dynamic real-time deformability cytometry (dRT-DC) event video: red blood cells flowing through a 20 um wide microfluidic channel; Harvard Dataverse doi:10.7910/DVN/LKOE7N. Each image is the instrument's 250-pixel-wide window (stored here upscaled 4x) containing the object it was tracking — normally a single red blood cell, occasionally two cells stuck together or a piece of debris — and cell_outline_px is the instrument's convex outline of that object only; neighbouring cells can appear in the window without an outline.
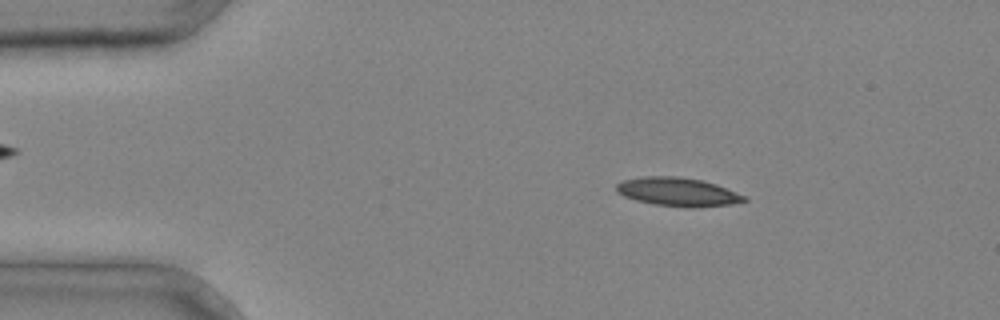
{"species": "common noctule bat (a hibernating species)", "species_latin": "Nyctalus noctula", "temperature_condition": "cold", "stored_images_in_passage": 3, "camera_frame_rate_fps": 3000, "um_per_image_px": 0.085, "animal": {"sex": "male", "body_mass_g": 20.4}, "frame": {"image": 1, "passage_image": 2, "time_ms": 0.333, "image_size_px": [1000, 320], "cell_outline_px": [[748, 200], [732, 204], [692, 208], [688, 208], [652, 204], [636, 200], [624, 196], [616, 192], [616, 184], [624, 180], [644, 176], [676, 176], [700, 180], [716, 184], [736, 192], [744, 196]], "centroid_in_image_um": [57.59, 16.32], "position_along_channel_um": 27.4, "area_um2": 21.27}}